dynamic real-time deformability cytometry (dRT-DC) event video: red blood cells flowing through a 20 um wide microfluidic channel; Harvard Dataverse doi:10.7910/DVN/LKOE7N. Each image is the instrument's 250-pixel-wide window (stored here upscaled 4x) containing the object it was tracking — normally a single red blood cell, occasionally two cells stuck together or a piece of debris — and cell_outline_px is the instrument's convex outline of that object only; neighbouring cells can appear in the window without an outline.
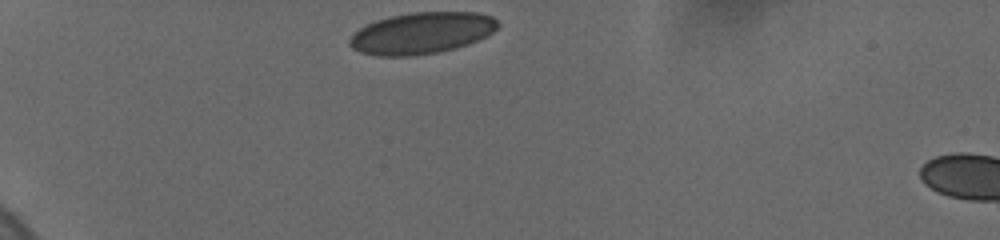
{"species": "human", "species_latin": "Homo sapiens", "temperature_condition": "cold", "stored_images_in_passage": 3, "camera_frame_rate_fps": 3000, "um_per_image_px": 0.085, "donor": {"sex": "female"}, "frame": {"image": 1, "passage_image": 1, "time_ms": 0.0, "image_size_px": [1000, 240], "cell_outline_px": [[500, 24], [488, 36], [468, 44], [456, 48], [436, 52], [412, 56], [376, 56], [360, 52], [352, 48], [348, 44], [348, 40], [360, 28], [376, 20], [392, 16], [412, 12], [476, 12], [492, 16]], "centroid_in_image_um": [35.85, 2.81], "position_along_channel_um": 49.2, "area_um2": 35.84}}